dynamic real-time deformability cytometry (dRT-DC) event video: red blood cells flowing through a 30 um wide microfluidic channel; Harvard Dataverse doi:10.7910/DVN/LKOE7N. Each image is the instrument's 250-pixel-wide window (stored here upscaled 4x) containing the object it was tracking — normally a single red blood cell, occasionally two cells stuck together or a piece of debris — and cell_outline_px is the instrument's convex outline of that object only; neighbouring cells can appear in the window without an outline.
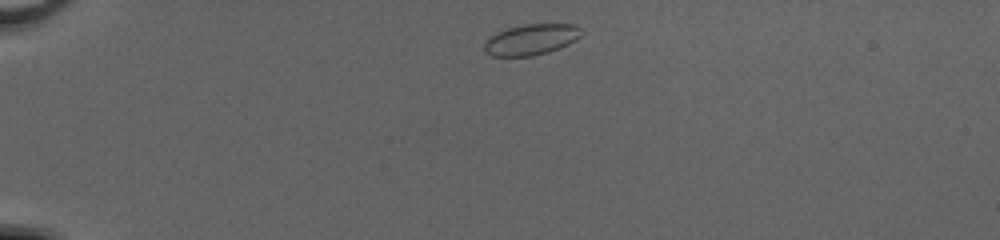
{"species": "common noctule bat (a hibernating species)", "species_latin": "Nyctalus noctula", "temperature_condition": "cold", "stored_images_in_passage": 40, "camera_frame_rate_fps": 3000, "um_per_image_px": 0.085, "animal": {"sex": "female", "body_mass_g": 20.0, "forearm_length_mm": 54.0}, "frame": {"image": 1, "passage_image": 2, "time_ms": 0.333, "image_size_px": [1000, 240], "cell_outline_px": [[580, 36], [576, 40], [560, 48], [548, 52], [532, 56], [492, 56], [484, 52], [484, 44], [496, 32], [508, 28], [524, 24], [576, 24], [580, 28]], "centroid_in_image_um": [45.15, 3.36], "position_along_channel_um": 39.9, "area_um2": 17.4}}
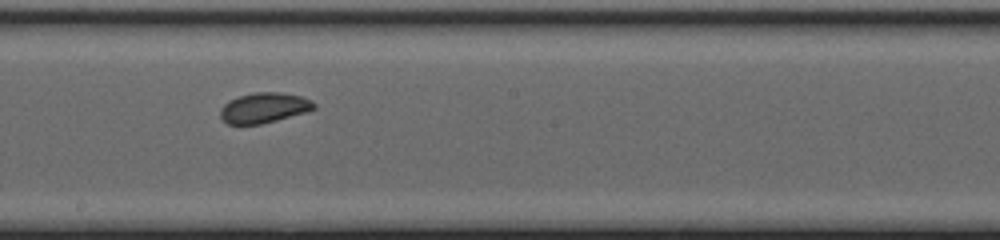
{"frame": {"image": 2, "passage_image": 20, "time_ms": 6.333, "image_size_px": [1000, 240], "cell_outline_px": [[316, 108], [308, 112], [260, 124], [228, 124], [220, 116], [220, 108], [228, 100], [240, 96], [256, 92], [280, 92], [300, 96], [312, 100], [316, 104]], "centroid_in_image_um": [22.46, 9.16], "position_along_channel_um": 225.7, "area_um2": 16.53}}
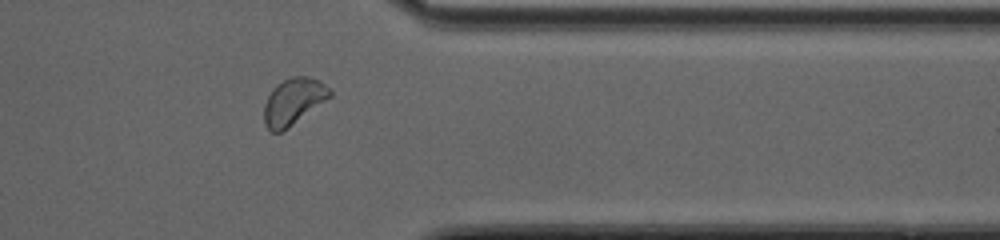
{"frame": {"image": 3, "passage_image": 32, "time_ms": 10.333, "image_size_px": [1000, 240], "cell_outline_px": [[332, 96], [288, 128], [280, 132], [272, 132], [268, 128], [264, 120], [264, 104], [272, 88], [276, 84], [292, 76], [308, 76], [320, 80], [332, 92]], "centroid_in_image_um": [24.94, 8.61], "position_along_channel_um": 386.5, "area_um2": 17.8}, "authors_computed_cell_mechanics": {"area_um2": 16.9932, "velocity_mm_per_s": 4.1246, "shape_relaxation_time_tau1_ms": 11.1241, "shape_relaxation_time_tau2_ms": 0.7184, "deformation_change_tau1": 0.1352, "deformation_change_tau2": 0.0389}}